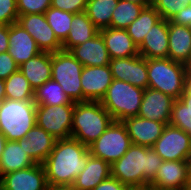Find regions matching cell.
Returning a JSON list of instances; mask_svg holds the SVG:
<instances>
[{"label":"cell","mask_w":191,"mask_h":190,"mask_svg":"<svg viewBox=\"0 0 191 190\" xmlns=\"http://www.w3.org/2000/svg\"><path fill=\"white\" fill-rule=\"evenodd\" d=\"M89 147L74 138L57 140L43 163L48 185H72L87 164Z\"/></svg>","instance_id":"obj_1"},{"label":"cell","mask_w":191,"mask_h":190,"mask_svg":"<svg viewBox=\"0 0 191 190\" xmlns=\"http://www.w3.org/2000/svg\"><path fill=\"white\" fill-rule=\"evenodd\" d=\"M162 158L149 147L131 144L127 152L111 165V176L130 189H144L157 174Z\"/></svg>","instance_id":"obj_2"},{"label":"cell","mask_w":191,"mask_h":190,"mask_svg":"<svg viewBox=\"0 0 191 190\" xmlns=\"http://www.w3.org/2000/svg\"><path fill=\"white\" fill-rule=\"evenodd\" d=\"M113 121L100 101L75 102L71 137L89 147Z\"/></svg>","instance_id":"obj_3"},{"label":"cell","mask_w":191,"mask_h":190,"mask_svg":"<svg viewBox=\"0 0 191 190\" xmlns=\"http://www.w3.org/2000/svg\"><path fill=\"white\" fill-rule=\"evenodd\" d=\"M148 88L180 99L190 75V67L170 58L147 59Z\"/></svg>","instance_id":"obj_4"},{"label":"cell","mask_w":191,"mask_h":190,"mask_svg":"<svg viewBox=\"0 0 191 190\" xmlns=\"http://www.w3.org/2000/svg\"><path fill=\"white\" fill-rule=\"evenodd\" d=\"M36 125V104L34 101L11 100L0 102V132L7 141L24 139Z\"/></svg>","instance_id":"obj_5"},{"label":"cell","mask_w":191,"mask_h":190,"mask_svg":"<svg viewBox=\"0 0 191 190\" xmlns=\"http://www.w3.org/2000/svg\"><path fill=\"white\" fill-rule=\"evenodd\" d=\"M143 92L142 88L113 79L100 102L114 121L122 122L127 118L138 116Z\"/></svg>","instance_id":"obj_6"},{"label":"cell","mask_w":191,"mask_h":190,"mask_svg":"<svg viewBox=\"0 0 191 190\" xmlns=\"http://www.w3.org/2000/svg\"><path fill=\"white\" fill-rule=\"evenodd\" d=\"M83 65L69 51L51 53L52 79L59 83L73 102H83L81 74Z\"/></svg>","instance_id":"obj_7"},{"label":"cell","mask_w":191,"mask_h":190,"mask_svg":"<svg viewBox=\"0 0 191 190\" xmlns=\"http://www.w3.org/2000/svg\"><path fill=\"white\" fill-rule=\"evenodd\" d=\"M130 136L123 122L113 121L104 133L89 146V153L112 165L131 146Z\"/></svg>","instance_id":"obj_8"},{"label":"cell","mask_w":191,"mask_h":190,"mask_svg":"<svg viewBox=\"0 0 191 190\" xmlns=\"http://www.w3.org/2000/svg\"><path fill=\"white\" fill-rule=\"evenodd\" d=\"M74 105H36V124L56 140L71 138Z\"/></svg>","instance_id":"obj_9"},{"label":"cell","mask_w":191,"mask_h":190,"mask_svg":"<svg viewBox=\"0 0 191 190\" xmlns=\"http://www.w3.org/2000/svg\"><path fill=\"white\" fill-rule=\"evenodd\" d=\"M152 149L163 161L188 160L191 156V136L167 124Z\"/></svg>","instance_id":"obj_10"},{"label":"cell","mask_w":191,"mask_h":190,"mask_svg":"<svg viewBox=\"0 0 191 190\" xmlns=\"http://www.w3.org/2000/svg\"><path fill=\"white\" fill-rule=\"evenodd\" d=\"M17 23L33 37L41 51H62V43L55 36L45 14L19 15Z\"/></svg>","instance_id":"obj_11"},{"label":"cell","mask_w":191,"mask_h":190,"mask_svg":"<svg viewBox=\"0 0 191 190\" xmlns=\"http://www.w3.org/2000/svg\"><path fill=\"white\" fill-rule=\"evenodd\" d=\"M113 80L109 65L84 66L81 74L83 102L101 101Z\"/></svg>","instance_id":"obj_12"},{"label":"cell","mask_w":191,"mask_h":190,"mask_svg":"<svg viewBox=\"0 0 191 190\" xmlns=\"http://www.w3.org/2000/svg\"><path fill=\"white\" fill-rule=\"evenodd\" d=\"M0 180L3 190H46L48 186L43 164L4 174Z\"/></svg>","instance_id":"obj_13"},{"label":"cell","mask_w":191,"mask_h":190,"mask_svg":"<svg viewBox=\"0 0 191 190\" xmlns=\"http://www.w3.org/2000/svg\"><path fill=\"white\" fill-rule=\"evenodd\" d=\"M188 160L163 161L149 186L158 190H185Z\"/></svg>","instance_id":"obj_14"},{"label":"cell","mask_w":191,"mask_h":190,"mask_svg":"<svg viewBox=\"0 0 191 190\" xmlns=\"http://www.w3.org/2000/svg\"><path fill=\"white\" fill-rule=\"evenodd\" d=\"M175 99L151 88L143 92L138 116L147 120L169 124Z\"/></svg>","instance_id":"obj_15"},{"label":"cell","mask_w":191,"mask_h":190,"mask_svg":"<svg viewBox=\"0 0 191 190\" xmlns=\"http://www.w3.org/2000/svg\"><path fill=\"white\" fill-rule=\"evenodd\" d=\"M126 126L132 144L152 148L157 139L161 136L164 122L147 120L139 116H134L122 121Z\"/></svg>","instance_id":"obj_16"},{"label":"cell","mask_w":191,"mask_h":190,"mask_svg":"<svg viewBox=\"0 0 191 190\" xmlns=\"http://www.w3.org/2000/svg\"><path fill=\"white\" fill-rule=\"evenodd\" d=\"M8 53L18 66L42 51L33 37L17 22L9 25Z\"/></svg>","instance_id":"obj_17"},{"label":"cell","mask_w":191,"mask_h":190,"mask_svg":"<svg viewBox=\"0 0 191 190\" xmlns=\"http://www.w3.org/2000/svg\"><path fill=\"white\" fill-rule=\"evenodd\" d=\"M168 40V20L161 18L138 46L139 55L146 59L168 58Z\"/></svg>","instance_id":"obj_18"},{"label":"cell","mask_w":191,"mask_h":190,"mask_svg":"<svg viewBox=\"0 0 191 190\" xmlns=\"http://www.w3.org/2000/svg\"><path fill=\"white\" fill-rule=\"evenodd\" d=\"M168 58L191 66V27L168 21Z\"/></svg>","instance_id":"obj_19"},{"label":"cell","mask_w":191,"mask_h":190,"mask_svg":"<svg viewBox=\"0 0 191 190\" xmlns=\"http://www.w3.org/2000/svg\"><path fill=\"white\" fill-rule=\"evenodd\" d=\"M69 52L83 66H106L111 60L100 33L83 44L74 46Z\"/></svg>","instance_id":"obj_20"},{"label":"cell","mask_w":191,"mask_h":190,"mask_svg":"<svg viewBox=\"0 0 191 190\" xmlns=\"http://www.w3.org/2000/svg\"><path fill=\"white\" fill-rule=\"evenodd\" d=\"M111 59L139 55L138 46L126 29L104 28L99 30Z\"/></svg>","instance_id":"obj_21"},{"label":"cell","mask_w":191,"mask_h":190,"mask_svg":"<svg viewBox=\"0 0 191 190\" xmlns=\"http://www.w3.org/2000/svg\"><path fill=\"white\" fill-rule=\"evenodd\" d=\"M56 141L51 134L36 124L24 138V149L36 164H43L53 150Z\"/></svg>","instance_id":"obj_22"},{"label":"cell","mask_w":191,"mask_h":190,"mask_svg":"<svg viewBox=\"0 0 191 190\" xmlns=\"http://www.w3.org/2000/svg\"><path fill=\"white\" fill-rule=\"evenodd\" d=\"M111 176V165L101 158L87 155V164L75 178L73 186L77 190H93L100 182Z\"/></svg>","instance_id":"obj_23"},{"label":"cell","mask_w":191,"mask_h":190,"mask_svg":"<svg viewBox=\"0 0 191 190\" xmlns=\"http://www.w3.org/2000/svg\"><path fill=\"white\" fill-rule=\"evenodd\" d=\"M24 149V139L7 141L0 159V178L7 173L35 165Z\"/></svg>","instance_id":"obj_24"},{"label":"cell","mask_w":191,"mask_h":190,"mask_svg":"<svg viewBox=\"0 0 191 190\" xmlns=\"http://www.w3.org/2000/svg\"><path fill=\"white\" fill-rule=\"evenodd\" d=\"M19 70L28 80L34 91L48 80L51 75V52H44L35 55L19 66Z\"/></svg>","instance_id":"obj_25"},{"label":"cell","mask_w":191,"mask_h":190,"mask_svg":"<svg viewBox=\"0 0 191 190\" xmlns=\"http://www.w3.org/2000/svg\"><path fill=\"white\" fill-rule=\"evenodd\" d=\"M70 27L71 30L67 38L62 42L63 51H69L74 46L83 44L99 33V29L85 12L74 14Z\"/></svg>","instance_id":"obj_26"},{"label":"cell","mask_w":191,"mask_h":190,"mask_svg":"<svg viewBox=\"0 0 191 190\" xmlns=\"http://www.w3.org/2000/svg\"><path fill=\"white\" fill-rule=\"evenodd\" d=\"M169 125L180 128L191 136V86L187 84L180 99L175 100Z\"/></svg>","instance_id":"obj_27"},{"label":"cell","mask_w":191,"mask_h":190,"mask_svg":"<svg viewBox=\"0 0 191 190\" xmlns=\"http://www.w3.org/2000/svg\"><path fill=\"white\" fill-rule=\"evenodd\" d=\"M160 19V14L152 5L145 7L140 12L139 16L126 28L127 33L132 38L133 42L139 46L151 27Z\"/></svg>","instance_id":"obj_28"},{"label":"cell","mask_w":191,"mask_h":190,"mask_svg":"<svg viewBox=\"0 0 191 190\" xmlns=\"http://www.w3.org/2000/svg\"><path fill=\"white\" fill-rule=\"evenodd\" d=\"M119 0H87L86 15L99 29L109 28Z\"/></svg>","instance_id":"obj_29"},{"label":"cell","mask_w":191,"mask_h":190,"mask_svg":"<svg viewBox=\"0 0 191 190\" xmlns=\"http://www.w3.org/2000/svg\"><path fill=\"white\" fill-rule=\"evenodd\" d=\"M33 101L36 105L75 104V102L65 94L61 85L53 79L48 80L34 91Z\"/></svg>","instance_id":"obj_30"},{"label":"cell","mask_w":191,"mask_h":190,"mask_svg":"<svg viewBox=\"0 0 191 190\" xmlns=\"http://www.w3.org/2000/svg\"><path fill=\"white\" fill-rule=\"evenodd\" d=\"M4 83L5 98L11 100L33 101L34 89L19 69L5 79Z\"/></svg>","instance_id":"obj_31"},{"label":"cell","mask_w":191,"mask_h":190,"mask_svg":"<svg viewBox=\"0 0 191 190\" xmlns=\"http://www.w3.org/2000/svg\"><path fill=\"white\" fill-rule=\"evenodd\" d=\"M143 6L125 0H119L111 18V28L126 29L143 10Z\"/></svg>","instance_id":"obj_32"},{"label":"cell","mask_w":191,"mask_h":190,"mask_svg":"<svg viewBox=\"0 0 191 190\" xmlns=\"http://www.w3.org/2000/svg\"><path fill=\"white\" fill-rule=\"evenodd\" d=\"M73 15V13L62 11L54 7H50L45 11L47 22L61 43L67 38L71 30L70 26Z\"/></svg>","instance_id":"obj_33"},{"label":"cell","mask_w":191,"mask_h":190,"mask_svg":"<svg viewBox=\"0 0 191 190\" xmlns=\"http://www.w3.org/2000/svg\"><path fill=\"white\" fill-rule=\"evenodd\" d=\"M127 82L133 86L146 89L148 88L147 59L137 56H130V72Z\"/></svg>","instance_id":"obj_34"},{"label":"cell","mask_w":191,"mask_h":190,"mask_svg":"<svg viewBox=\"0 0 191 190\" xmlns=\"http://www.w3.org/2000/svg\"><path fill=\"white\" fill-rule=\"evenodd\" d=\"M187 5H191L189 0H152V6L160 17L168 21Z\"/></svg>","instance_id":"obj_35"},{"label":"cell","mask_w":191,"mask_h":190,"mask_svg":"<svg viewBox=\"0 0 191 190\" xmlns=\"http://www.w3.org/2000/svg\"><path fill=\"white\" fill-rule=\"evenodd\" d=\"M18 15L45 14L52 0H16Z\"/></svg>","instance_id":"obj_36"},{"label":"cell","mask_w":191,"mask_h":190,"mask_svg":"<svg viewBox=\"0 0 191 190\" xmlns=\"http://www.w3.org/2000/svg\"><path fill=\"white\" fill-rule=\"evenodd\" d=\"M18 16L16 0H0V25H11Z\"/></svg>","instance_id":"obj_37"},{"label":"cell","mask_w":191,"mask_h":190,"mask_svg":"<svg viewBox=\"0 0 191 190\" xmlns=\"http://www.w3.org/2000/svg\"><path fill=\"white\" fill-rule=\"evenodd\" d=\"M109 66L113 79L127 82L130 72V57L111 59Z\"/></svg>","instance_id":"obj_38"},{"label":"cell","mask_w":191,"mask_h":190,"mask_svg":"<svg viewBox=\"0 0 191 190\" xmlns=\"http://www.w3.org/2000/svg\"><path fill=\"white\" fill-rule=\"evenodd\" d=\"M87 0H52L51 7L73 14L85 12Z\"/></svg>","instance_id":"obj_39"},{"label":"cell","mask_w":191,"mask_h":190,"mask_svg":"<svg viewBox=\"0 0 191 190\" xmlns=\"http://www.w3.org/2000/svg\"><path fill=\"white\" fill-rule=\"evenodd\" d=\"M19 66L8 52L0 53V79H7Z\"/></svg>","instance_id":"obj_40"},{"label":"cell","mask_w":191,"mask_h":190,"mask_svg":"<svg viewBox=\"0 0 191 190\" xmlns=\"http://www.w3.org/2000/svg\"><path fill=\"white\" fill-rule=\"evenodd\" d=\"M93 190H131L127 185L121 183L118 179L110 176L100 182Z\"/></svg>","instance_id":"obj_41"},{"label":"cell","mask_w":191,"mask_h":190,"mask_svg":"<svg viewBox=\"0 0 191 190\" xmlns=\"http://www.w3.org/2000/svg\"><path fill=\"white\" fill-rule=\"evenodd\" d=\"M170 21L177 25L191 27V5H187L180 12L175 14Z\"/></svg>","instance_id":"obj_42"},{"label":"cell","mask_w":191,"mask_h":190,"mask_svg":"<svg viewBox=\"0 0 191 190\" xmlns=\"http://www.w3.org/2000/svg\"><path fill=\"white\" fill-rule=\"evenodd\" d=\"M9 25H0V53L8 51L9 48Z\"/></svg>","instance_id":"obj_43"},{"label":"cell","mask_w":191,"mask_h":190,"mask_svg":"<svg viewBox=\"0 0 191 190\" xmlns=\"http://www.w3.org/2000/svg\"><path fill=\"white\" fill-rule=\"evenodd\" d=\"M46 190H77L73 185H48Z\"/></svg>","instance_id":"obj_44"},{"label":"cell","mask_w":191,"mask_h":190,"mask_svg":"<svg viewBox=\"0 0 191 190\" xmlns=\"http://www.w3.org/2000/svg\"><path fill=\"white\" fill-rule=\"evenodd\" d=\"M125 1H129L135 4H140L144 8L152 5V0H125Z\"/></svg>","instance_id":"obj_45"},{"label":"cell","mask_w":191,"mask_h":190,"mask_svg":"<svg viewBox=\"0 0 191 190\" xmlns=\"http://www.w3.org/2000/svg\"><path fill=\"white\" fill-rule=\"evenodd\" d=\"M5 100V83L4 79H0V102Z\"/></svg>","instance_id":"obj_46"},{"label":"cell","mask_w":191,"mask_h":190,"mask_svg":"<svg viewBox=\"0 0 191 190\" xmlns=\"http://www.w3.org/2000/svg\"><path fill=\"white\" fill-rule=\"evenodd\" d=\"M6 142H7L6 137L0 132V159L2 156V152L5 148Z\"/></svg>","instance_id":"obj_47"},{"label":"cell","mask_w":191,"mask_h":190,"mask_svg":"<svg viewBox=\"0 0 191 190\" xmlns=\"http://www.w3.org/2000/svg\"><path fill=\"white\" fill-rule=\"evenodd\" d=\"M185 190H191V176H189Z\"/></svg>","instance_id":"obj_48"},{"label":"cell","mask_w":191,"mask_h":190,"mask_svg":"<svg viewBox=\"0 0 191 190\" xmlns=\"http://www.w3.org/2000/svg\"><path fill=\"white\" fill-rule=\"evenodd\" d=\"M188 170H189V176H191V156L188 159Z\"/></svg>","instance_id":"obj_49"},{"label":"cell","mask_w":191,"mask_h":190,"mask_svg":"<svg viewBox=\"0 0 191 190\" xmlns=\"http://www.w3.org/2000/svg\"><path fill=\"white\" fill-rule=\"evenodd\" d=\"M141 190H158V189H155V188H152V187H150V186H147L146 188L141 189Z\"/></svg>","instance_id":"obj_50"},{"label":"cell","mask_w":191,"mask_h":190,"mask_svg":"<svg viewBox=\"0 0 191 190\" xmlns=\"http://www.w3.org/2000/svg\"><path fill=\"white\" fill-rule=\"evenodd\" d=\"M188 84L191 86V77L188 79Z\"/></svg>","instance_id":"obj_51"},{"label":"cell","mask_w":191,"mask_h":190,"mask_svg":"<svg viewBox=\"0 0 191 190\" xmlns=\"http://www.w3.org/2000/svg\"><path fill=\"white\" fill-rule=\"evenodd\" d=\"M0 190H3V188H2V184H1V180H0Z\"/></svg>","instance_id":"obj_52"}]
</instances>
